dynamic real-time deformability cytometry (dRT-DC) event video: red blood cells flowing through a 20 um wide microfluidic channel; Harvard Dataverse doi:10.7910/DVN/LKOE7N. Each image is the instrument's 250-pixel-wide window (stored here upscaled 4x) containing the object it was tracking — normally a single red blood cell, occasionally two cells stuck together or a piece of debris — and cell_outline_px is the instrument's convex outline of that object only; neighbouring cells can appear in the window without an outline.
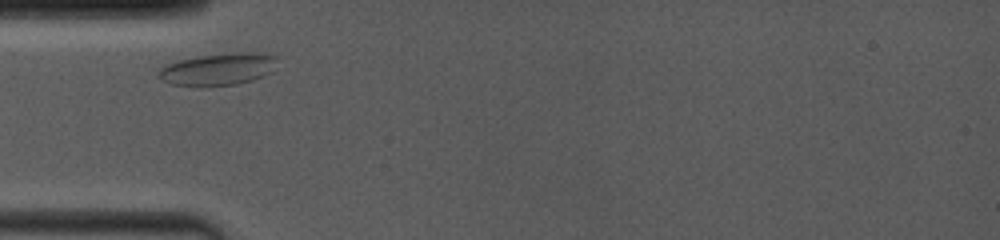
{"species": "common noctule bat (a hibernating species)", "species_latin": "Nyctalus noctula", "temperature_condition": "room temperature", "stored_images_in_passage": 2, "camera_frame_rate_fps": 4000, "um_per_image_px": 0.085, "animal": {"sex": "female", "body_mass_g": 19.0, "forearm_length_mm": 53.3}, "frame": {"image": 1, "passage_image": 1, "time_ms": 0.0, "image_size_px": [1000, 240], "cell_outline_px": [[280, 56], [268, 72], [264, 76], [252, 80], [236, 84], [204, 88], [168, 84], [156, 72], [156, 68], [164, 64], [176, 60], [196, 56], [240, 52], [260, 52]], "centroid_in_image_um": [18.46, 5.89], "position_along_channel_um": 66.5, "area_um2": 22.89}}